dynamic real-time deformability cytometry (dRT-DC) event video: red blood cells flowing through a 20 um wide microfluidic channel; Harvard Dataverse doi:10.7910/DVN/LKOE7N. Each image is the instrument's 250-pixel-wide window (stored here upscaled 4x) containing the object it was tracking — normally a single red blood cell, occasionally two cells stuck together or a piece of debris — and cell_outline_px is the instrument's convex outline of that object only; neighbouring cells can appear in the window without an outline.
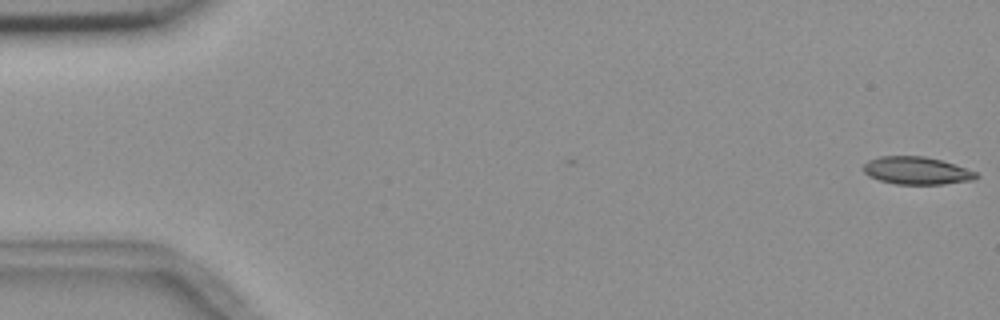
{"species": "common noctule bat (a hibernating species)", "species_latin": "Nyctalus noctula", "temperature_condition": "room temperature", "stored_images_in_passage": 5, "camera_frame_rate_fps": 3000, "um_per_image_px": 0.085, "animal": {"sex": "female", "body_mass_g": 18.4}, "frame": {"image": 1, "passage_image": 1, "time_ms": 0.0, "image_size_px": [1000, 320], "cell_outline_px": [[980, 176], [972, 180], [944, 184], [896, 184], [880, 180], [868, 176], [864, 172], [864, 164], [868, 160], [880, 156], [924, 156], [940, 160], [976, 172]], "centroid_in_image_um": [77.89, 14.5], "position_along_channel_um": 7.1, "area_um2": 17.98}}
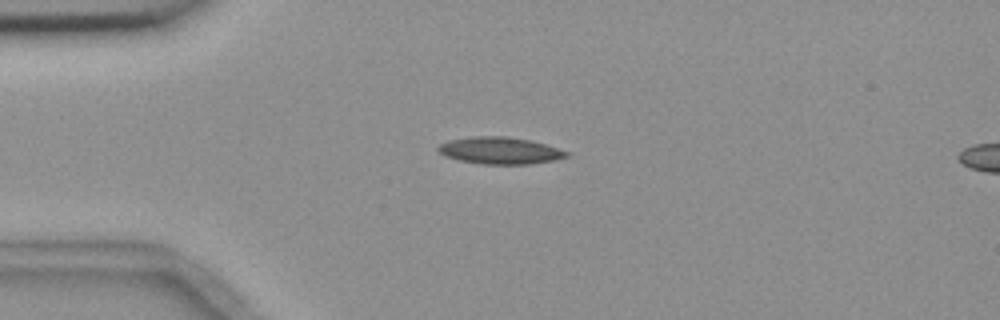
{"frame": {"image": 2, "passage_image": 4, "time_ms": 4.333, "image_size_px": [1000, 320], "cell_outline_px": [[568, 156], [552, 160], [528, 164], [484, 164], [460, 160], [444, 156], [436, 148], [440, 144], [448, 140], [472, 136], [508, 136], [532, 140], [568, 152]], "centroid_in_image_um": [42.45, 12.78], "position_along_channel_um": 42.6, "area_um2": 20.0}}